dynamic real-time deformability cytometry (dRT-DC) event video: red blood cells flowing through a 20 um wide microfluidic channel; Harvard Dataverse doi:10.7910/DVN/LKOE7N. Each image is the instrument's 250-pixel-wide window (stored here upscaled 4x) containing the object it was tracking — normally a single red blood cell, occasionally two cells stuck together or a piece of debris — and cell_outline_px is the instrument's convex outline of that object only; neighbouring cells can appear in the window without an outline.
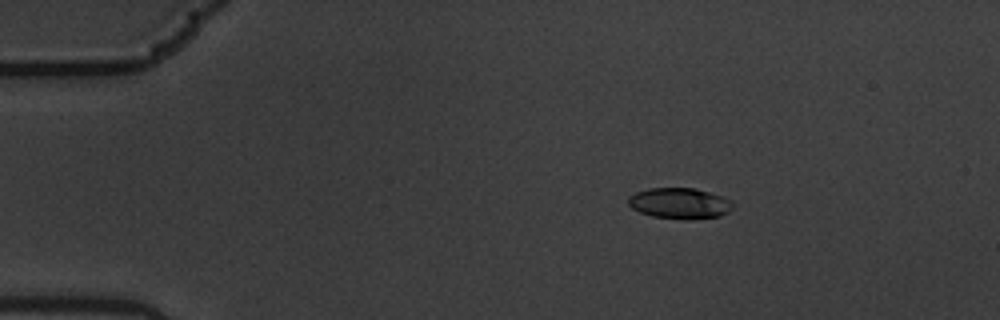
{"species": "common noctule bat (a hibernating species)", "species_latin": "Nyctalus noctula", "temperature_condition": "warm", "stored_images_in_passage": 5, "camera_frame_rate_fps": 3000, "um_per_image_px": 0.085, "animal": {"sex": "male", "body_mass_g": 19.5, "forearm_length_mm": 54.6}, "frame": {"image": 1, "passage_image": 3, "time_ms": 0.667, "image_size_px": [1000, 320], "cell_outline_px": [[732, 208], [728, 212], [720, 216], [652, 216], [640, 212], [632, 208], [628, 204], [628, 196], [636, 192], [648, 188], [692, 188], [708, 192], [732, 200]], "centroid_in_image_um": [57.72, 17.22], "position_along_channel_um": 27.3, "area_um2": 17.8}}